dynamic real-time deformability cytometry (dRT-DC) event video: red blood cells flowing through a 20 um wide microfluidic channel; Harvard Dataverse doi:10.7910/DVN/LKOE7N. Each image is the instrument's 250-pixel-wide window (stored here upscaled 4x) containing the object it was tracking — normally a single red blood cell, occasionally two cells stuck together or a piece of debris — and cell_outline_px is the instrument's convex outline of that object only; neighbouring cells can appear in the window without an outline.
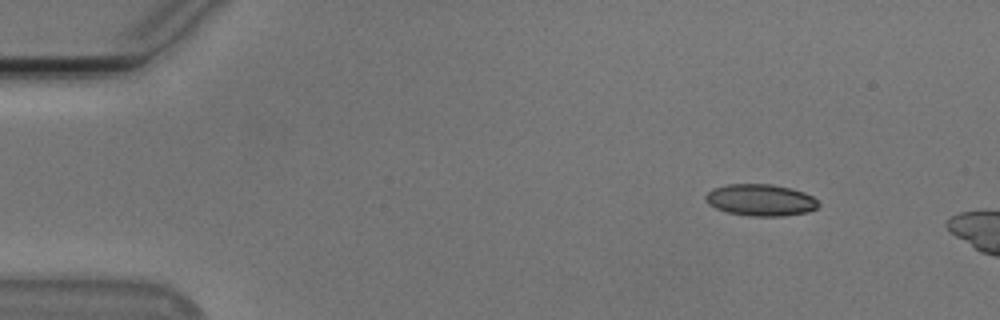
{"species": "Egyptian fruit bat (a non-hibernating species)", "species_latin": "Rousettus aegyptiacus", "temperature_condition": "cold", "stored_images_in_passage": 7, "camera_frame_rate_fps": 3000, "um_per_image_px": 0.085, "animal": {"sex": "male"}, "frame": {"image": 1, "passage_image": 2, "time_ms": 0.333, "image_size_px": [1000, 320], "cell_outline_px": [[820, 204], [816, 208], [808, 212], [784, 216], [748, 216], [728, 212], [716, 208], [708, 204], [704, 200], [704, 196], [712, 188], [728, 184], [772, 184], [804, 192], [812, 196]], "centroid_in_image_um": [64.62, 17.0], "position_along_channel_um": 20.4, "area_um2": 20.92}}